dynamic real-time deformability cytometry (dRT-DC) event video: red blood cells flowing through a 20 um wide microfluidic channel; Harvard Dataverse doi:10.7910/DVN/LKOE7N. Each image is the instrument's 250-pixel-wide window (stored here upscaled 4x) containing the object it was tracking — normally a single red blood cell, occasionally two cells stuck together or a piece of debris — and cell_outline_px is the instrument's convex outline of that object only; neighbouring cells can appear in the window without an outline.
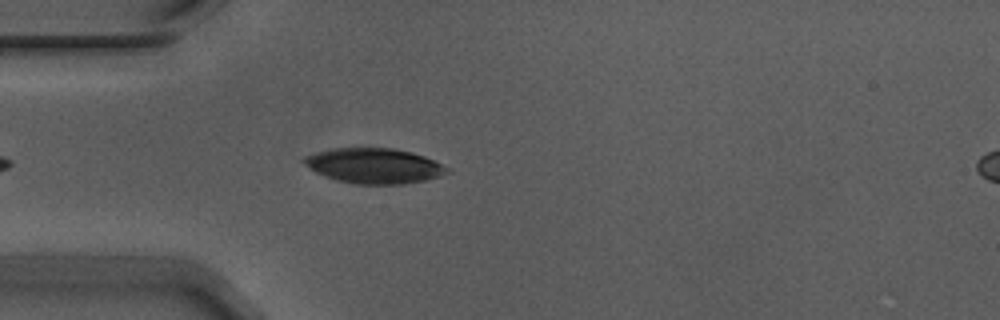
{"species": "Egyptian fruit bat (a non-hibernating species)", "species_latin": "Rousettus aegyptiacus", "temperature_condition": "warm", "stored_images_in_passage": 29, "camera_frame_rate_fps": 3000, "um_per_image_px": 0.085, "animal": {"sex": "male"}, "frame": {"image": 1, "passage_image": 5, "time_ms": 1.333, "image_size_px": [1000, 320], "cell_outline_px": [[452, 172], [440, 176], [424, 180], [404, 184], [356, 184], [336, 180], [324, 176], [316, 172], [304, 164], [300, 160], [304, 156], [316, 152], [332, 148], [392, 148], [412, 152], [424, 156], [448, 168]], "centroid_in_image_um": [31.77, 14.09], "position_along_channel_um": 53.2, "area_um2": 29.36}}
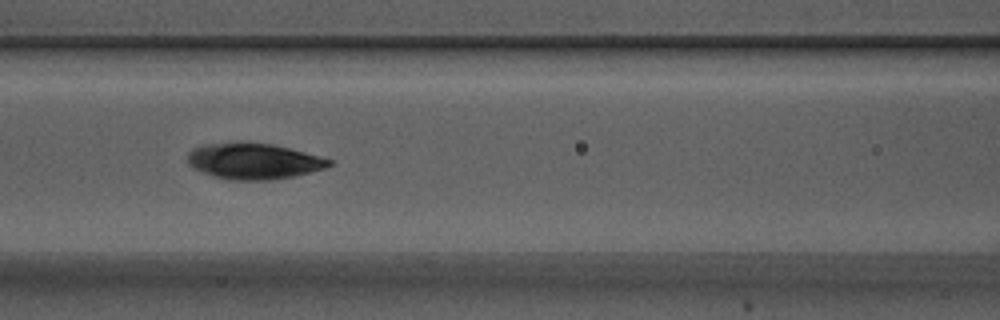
{"frame": {"image": 2, "passage_image": 13, "time_ms": 4.0, "image_size_px": [1000, 320], "cell_outline_px": [[332, 164], [324, 168], [296, 176], [268, 180], [232, 180], [216, 176], [192, 168], [188, 164], [188, 152], [192, 148], [204, 144], [272, 144], [320, 156], [332, 160]], "centroid_in_image_um": [21.57, 13.72], "position_along_channel_um": 145.0, "area_um2": 28.96}}